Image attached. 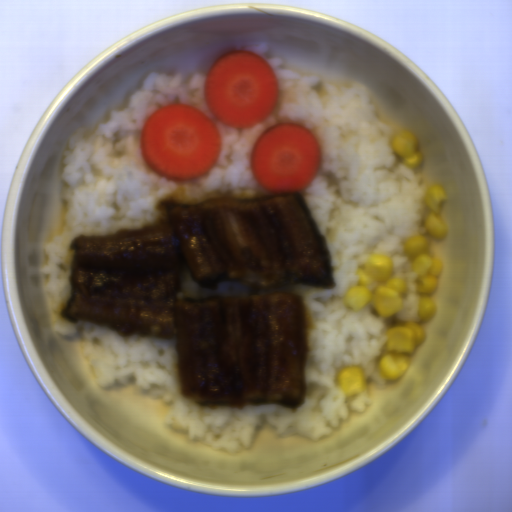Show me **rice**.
Segmentation results:
<instances>
[{
	"instance_id": "652b925c",
	"label": "rice",
	"mask_w": 512,
	"mask_h": 512,
	"mask_svg": "<svg viewBox=\"0 0 512 512\" xmlns=\"http://www.w3.org/2000/svg\"><path fill=\"white\" fill-rule=\"evenodd\" d=\"M266 60L278 83L275 110L260 124L236 128L218 121L209 111L204 73L154 72L144 78L120 110L90 131L77 127L70 134L60 175V197L67 203L63 228L48 242V305L57 311L54 330L80 336L100 388L135 385L168 407V428L212 449L236 454L255 444L261 426L277 436L301 435L316 441L348 420L352 411L365 412L373 398L365 388L346 397L336 374L350 365L362 366L365 381L376 387L388 383L378 363L385 352L389 324H420L417 275L403 245L411 236L430 237L424 226L430 187L417 165L407 167L394 152L397 131L382 122L372 97L360 85L327 84L320 95L317 76L286 71L277 56L267 58L269 46L249 47ZM191 105L204 112L222 134L216 163L198 180L173 183L151 171L140 151L144 121L159 108ZM294 122L314 134L320 148L319 173L301 192L318 229L327 237L335 288L301 283L288 288L252 290L232 281L216 289L193 281L186 264L179 300L212 296L247 297L288 292L301 297L307 312L305 397L295 410L283 406L242 409L203 407L182 395L174 338L120 337L102 323L68 322L60 312L71 296L68 277L73 258L71 240L77 235H111L119 229L140 228L162 216L158 204L176 197L194 203L213 196L255 198L271 193L255 181L250 155L258 136L268 127ZM392 258L394 277L406 279L402 311L382 318L368 304L361 310L345 305L346 291L356 285V270L369 256Z\"/></svg>"
}]
</instances>
